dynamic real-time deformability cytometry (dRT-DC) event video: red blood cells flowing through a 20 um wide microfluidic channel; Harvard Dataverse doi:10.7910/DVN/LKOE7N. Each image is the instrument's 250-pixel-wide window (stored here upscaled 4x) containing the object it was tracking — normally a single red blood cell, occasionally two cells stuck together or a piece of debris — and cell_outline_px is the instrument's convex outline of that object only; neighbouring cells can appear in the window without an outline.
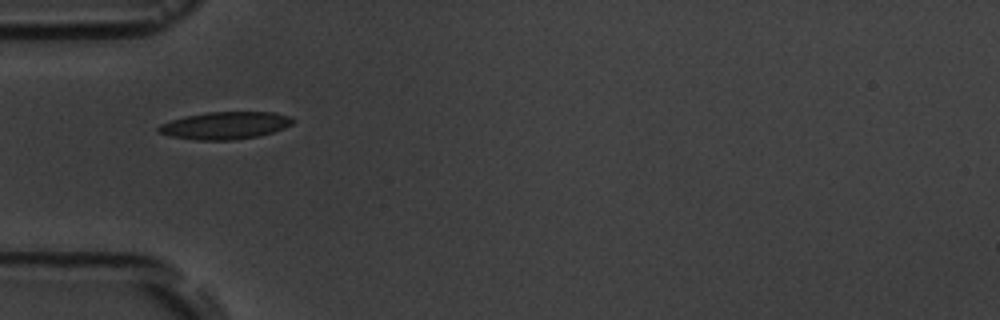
{"species": "common noctule bat (a hibernating species)", "species_latin": "Nyctalus noctula", "temperature_condition": "room temperature", "stored_images_in_passage": 2, "camera_frame_rate_fps": 3000, "um_per_image_px": 0.085, "animal": {"sex": "male", "body_mass_g": 19.5, "forearm_length_mm": 54.6}, "frame": {"image": 1, "passage_image": 1, "time_ms": 0.0, "image_size_px": [1000, 320], "cell_outline_px": [[296, 120], [292, 124], [284, 128], [260, 136], [236, 140], [196, 140], [172, 136], [156, 132], [156, 128], [160, 124], [184, 116], [204, 112], [276, 112], [288, 116]], "centroid_in_image_um": [19.13, 10.66], "position_along_channel_um": 65.9, "area_um2": 21.62}}
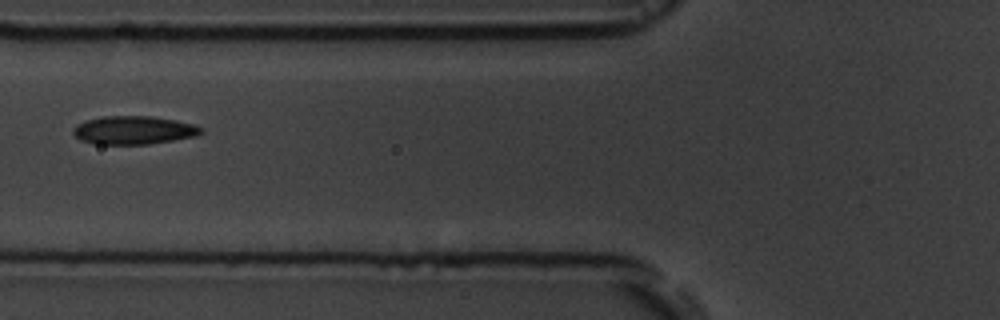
{"frame": {"image": 2, "passage_image": 2, "time_ms": 1.333, "image_size_px": [1000, 320], "cell_outline_px": [[204, 132], [196, 136], [148, 144], [96, 144], [80, 140], [72, 132], [72, 128], [76, 124], [88, 120], [104, 116], [152, 116], [176, 120], [192, 124], [204, 128]], "centroid_in_image_um": [11.37, 11.06], "position_along_channel_um": 114.4, "area_um2": 21.1}}